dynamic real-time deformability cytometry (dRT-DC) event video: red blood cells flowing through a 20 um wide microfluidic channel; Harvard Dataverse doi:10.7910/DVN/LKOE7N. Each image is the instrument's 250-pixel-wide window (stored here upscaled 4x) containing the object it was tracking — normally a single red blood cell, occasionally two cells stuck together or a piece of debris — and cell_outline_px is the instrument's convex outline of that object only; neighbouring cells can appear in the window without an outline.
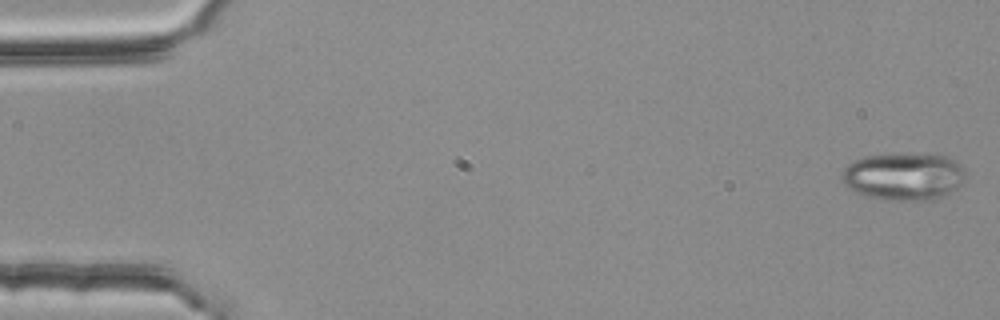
{"species": "common noctule bat (a hibernating species)", "species_latin": "Nyctalus noctula", "temperature_condition": "room temperature", "stored_images_in_passage": 54, "segment_of_instrument_passage": [1, 2], "camera_frame_rate_fps": 3000, "um_per_image_px": 0.085, "animal": {"sex": "female", "body_mass_g": 25.1}, "frame": {"image": 1, "passage_image": 1, "time_ms": 0.0, "image_size_px": [1000, 320], "cell_outline_px": [[968, 172], [960, 184], [956, 188], [936, 200], [884, 200], [868, 196], [856, 192], [848, 188], [840, 180], [840, 172], [848, 164], [864, 156], [904, 152], [948, 156], [956, 160]], "centroid_in_image_um": [76.81, 14.97], "position_along_channel_um": 8.2, "area_um2": 34.97}}